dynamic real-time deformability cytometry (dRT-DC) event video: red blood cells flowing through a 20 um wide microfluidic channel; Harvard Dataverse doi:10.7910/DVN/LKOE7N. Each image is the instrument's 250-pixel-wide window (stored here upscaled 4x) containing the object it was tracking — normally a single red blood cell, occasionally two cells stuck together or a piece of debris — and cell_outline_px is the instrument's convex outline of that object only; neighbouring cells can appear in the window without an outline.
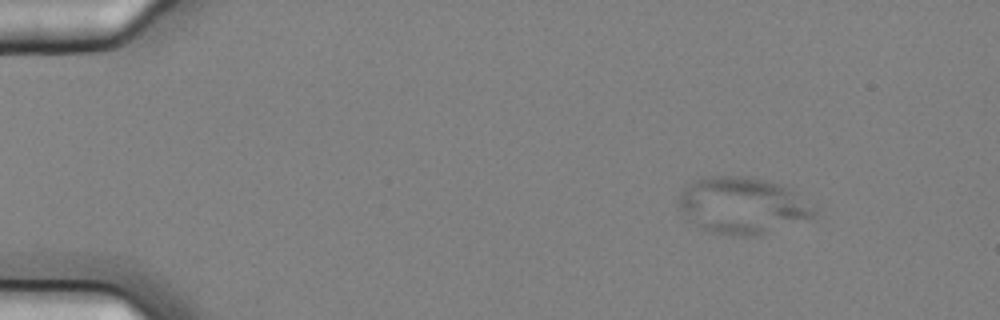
{"species": "common noctule bat (a hibernating species)", "species_latin": "Nyctalus noctula", "temperature_condition": "cold", "stored_images_in_passage": 5, "camera_frame_rate_fps": 3000, "um_per_image_px": 0.085, "animal": {"sex": "female", "body_mass_g": 25.1}, "frame": {"image": 1, "passage_image": 3, "time_ms": 0.667, "image_size_px": [1000, 320], "cell_outline_px": [[816, 212], [812, 216], [756, 236], [736, 236], [712, 232], [700, 228], [676, 208], [676, 200], [680, 192], [684, 188], [696, 180], [712, 176], [748, 176], [776, 184], [792, 192], [816, 208]], "centroid_in_image_um": [62.98, 17.47], "position_along_channel_um": 22.0, "area_um2": 43.75}}